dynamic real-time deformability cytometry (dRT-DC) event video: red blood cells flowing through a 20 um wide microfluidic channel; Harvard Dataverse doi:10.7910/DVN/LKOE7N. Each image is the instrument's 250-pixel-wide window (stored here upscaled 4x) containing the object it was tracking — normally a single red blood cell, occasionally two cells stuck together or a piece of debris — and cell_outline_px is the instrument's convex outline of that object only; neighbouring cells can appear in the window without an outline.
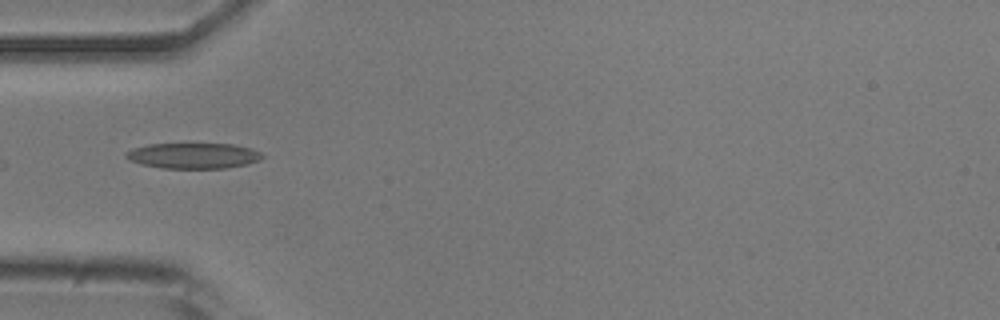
{"species": "common noctule bat (a hibernating species)", "species_latin": "Nyctalus noctula", "temperature_condition": "room temperature", "stored_images_in_passage": 5, "camera_frame_rate_fps": 3000, "um_per_image_px": 0.085, "animal": {"sex": "male", "body_mass_g": 20.5, "forearm_length_mm": 52.5}, "frame": {"image": 1, "passage_image": 1, "time_ms": 0.0, "image_size_px": [1000, 320], "cell_outline_px": [[264, 156], [260, 160], [248, 164], [224, 168], [164, 168], [144, 164], [132, 160], [124, 156], [124, 152], [132, 148], [148, 144], [232, 144], [252, 148], [260, 152]], "centroid_in_image_um": [16.46, 13.23], "position_along_channel_um": 68.5, "area_um2": 20.23}}
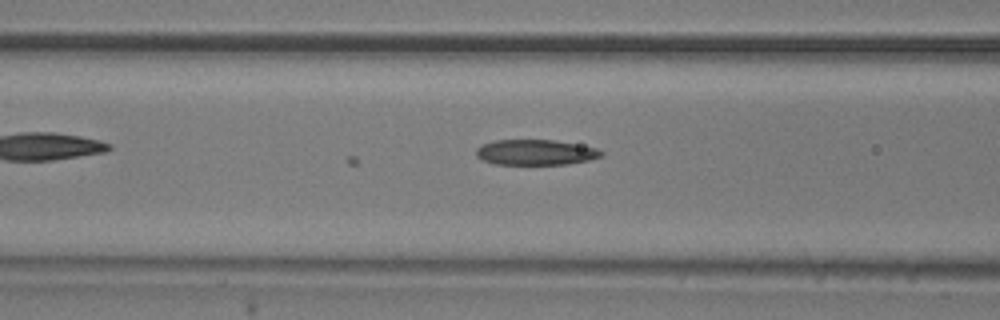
{"frame": {"image": 2, "passage_image": 5, "time_ms": 1.333, "image_size_px": [1000, 320], "cell_outline_px": [[604, 156], [588, 160], [568, 164], [496, 164], [484, 160], [476, 156], [476, 148], [480, 144], [492, 140], [552, 140], [576, 144], [596, 148], [604, 152]], "centroid_in_image_um": [45.5, 12.94], "position_along_channel_um": 121.1, "area_um2": 18.55}}